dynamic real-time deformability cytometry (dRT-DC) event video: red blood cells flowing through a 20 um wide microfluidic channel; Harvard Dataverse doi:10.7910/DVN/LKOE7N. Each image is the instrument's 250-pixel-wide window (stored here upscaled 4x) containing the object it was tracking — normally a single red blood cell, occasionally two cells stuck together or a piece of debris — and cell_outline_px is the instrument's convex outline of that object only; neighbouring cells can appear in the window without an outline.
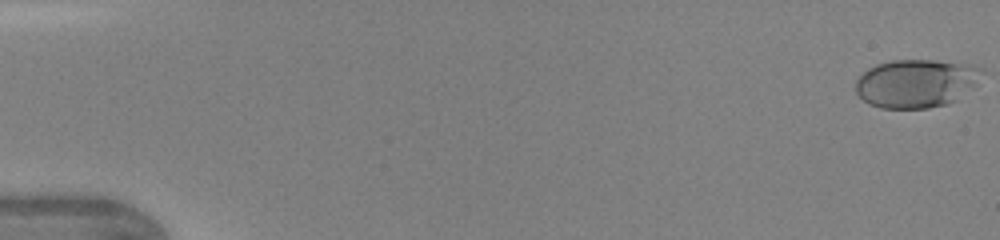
{"species": "human", "species_latin": "Homo sapiens", "temperature_condition": "warm", "stored_images_in_passage": 45, "camera_frame_rate_fps": 3000, "um_per_image_px": 0.085, "donor": {"sex": "female"}, "frame": {"image": 1, "passage_image": 1, "time_ms": 0.0, "image_size_px": [1000, 240], "cell_outline_px": [[984, 68], [976, 84], [956, 100], [948, 104], [928, 108], [880, 108], [868, 104], [856, 92], [856, 80], [868, 68], [876, 64], [892, 60], [932, 60], [972, 64]], "centroid_in_image_um": [77.88, 7.08], "position_along_channel_um": 7.1, "area_um2": 35.66}}
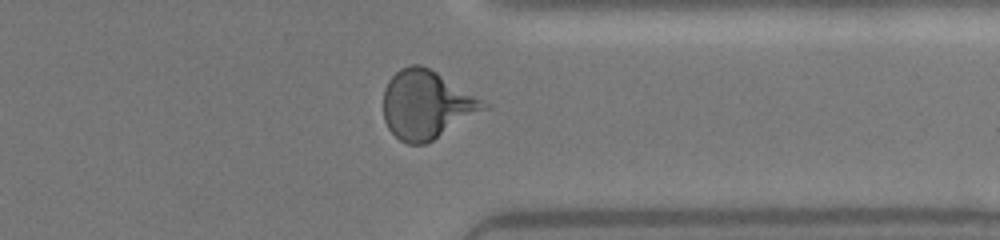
{"frame": {"image": 2, "passage_image": 36, "time_ms": 11.667, "image_size_px": [1000, 240], "cell_outline_px": [[492, 108], [432, 140], [424, 144], [408, 144], [400, 140], [388, 128], [384, 120], [384, 88], [388, 80], [400, 68], [412, 64], [420, 64], [436, 72], [488, 104]], "centroid_in_image_um": [36.26, 8.91], "position_along_channel_um": 375.1, "area_um2": 39.77}}
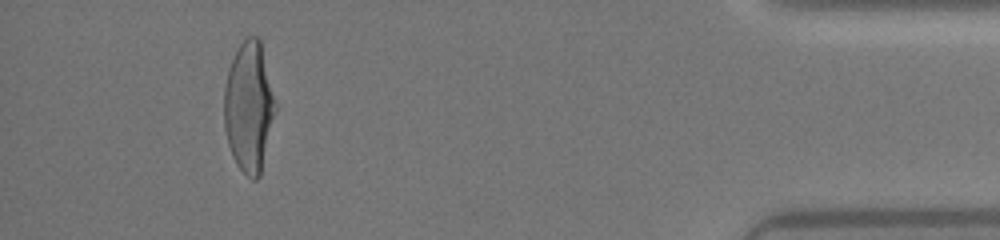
{"frame": {"image": 3, "passage_image": 42, "time_ms": 13.667, "image_size_px": [1000, 240], "cell_outline_px": [[276, 112], [260, 176], [256, 180], [252, 180], [236, 164], [232, 156], [228, 144], [224, 128], [224, 88], [228, 68], [240, 44], [248, 36], [256, 36], [260, 40], [276, 104]], "centroid_in_image_um": [21.15, 9.12], "position_along_channel_um": 414.0, "area_um2": 38.84}}